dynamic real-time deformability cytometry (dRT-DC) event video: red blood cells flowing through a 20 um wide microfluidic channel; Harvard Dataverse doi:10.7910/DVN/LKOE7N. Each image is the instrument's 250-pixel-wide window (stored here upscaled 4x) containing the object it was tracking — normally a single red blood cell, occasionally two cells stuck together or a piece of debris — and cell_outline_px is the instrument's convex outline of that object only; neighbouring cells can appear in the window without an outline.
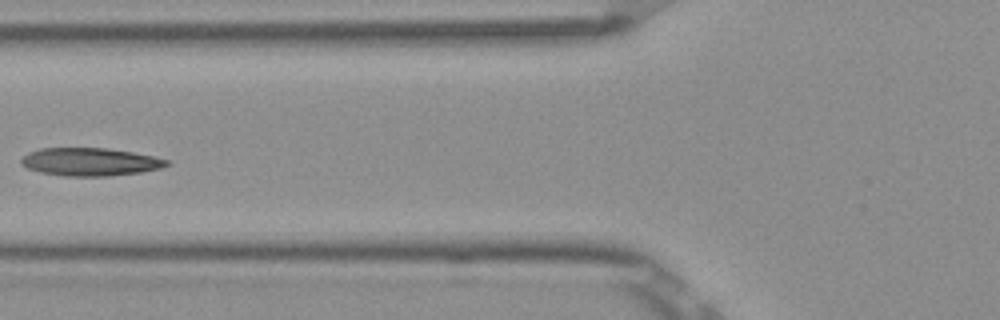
{"species": "Egyptian fruit bat (a non-hibernating species)", "species_latin": "Rousettus aegyptiacus", "temperature_condition": "room temperature", "stored_images_in_passage": 6, "camera_frame_rate_fps": 3000, "um_per_image_px": 0.085, "frame": {"image": 1, "passage_image": 6, "time_ms": 1.667, "image_size_px": [1000, 320], "cell_outline_px": [[172, 164], [160, 168], [140, 172], [108, 176], [64, 176], [40, 172], [28, 168], [20, 164], [20, 160], [28, 152], [40, 148], [108, 148], [132, 152], [152, 156], [168, 160]], "centroid_in_image_um": [7.64, 13.75], "position_along_channel_um": 118.2, "area_um2": 23.7}}